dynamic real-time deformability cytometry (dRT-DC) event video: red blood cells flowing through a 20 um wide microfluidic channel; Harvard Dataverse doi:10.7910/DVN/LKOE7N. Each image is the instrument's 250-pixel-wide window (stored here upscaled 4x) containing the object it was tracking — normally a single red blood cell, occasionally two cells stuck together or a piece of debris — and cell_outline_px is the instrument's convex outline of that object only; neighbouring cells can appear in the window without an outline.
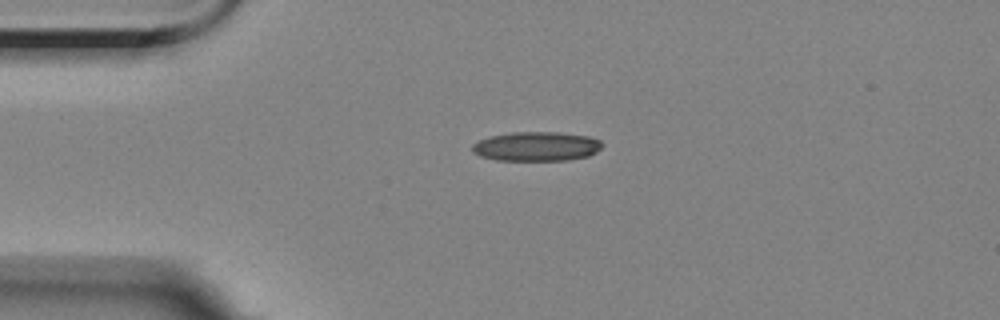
{"species": "Egyptian fruit bat (a non-hibernating species)", "species_latin": "Rousettus aegyptiacus", "temperature_condition": "room temperature", "stored_images_in_passage": 3, "camera_frame_rate_fps": 3000, "um_per_image_px": 0.085, "animal": {"sex": "female"}, "frame": {"image": 1, "passage_image": 1, "time_ms": 0.0, "image_size_px": [1000, 320], "cell_outline_px": [[600, 148], [596, 152], [588, 156], [568, 160], [496, 160], [480, 156], [472, 152], [472, 144], [480, 140], [492, 136], [512, 132], [556, 132], [588, 136], [600, 140]], "centroid_in_image_um": [45.58, 12.45], "position_along_channel_um": 39.4, "area_um2": 22.02}}
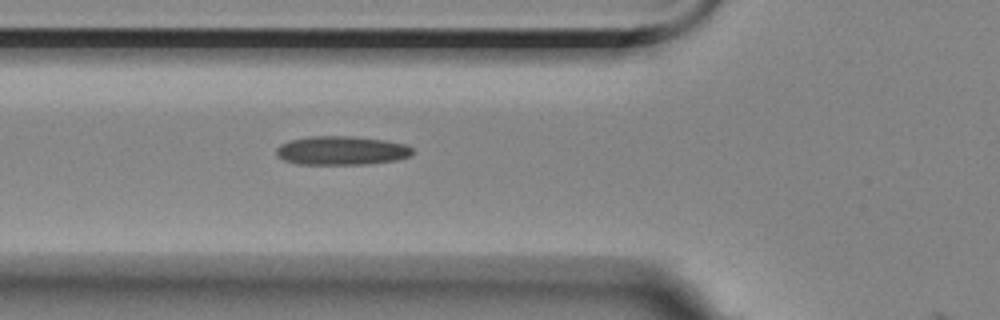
{"frame": {"image": 2, "passage_image": 3, "time_ms": 2.333, "image_size_px": [1000, 320], "cell_outline_px": [[412, 152], [408, 156], [396, 160], [364, 164], [296, 164], [284, 160], [276, 156], [276, 148], [280, 144], [288, 140], [308, 136], [352, 136], [384, 140], [404, 144], [412, 148]], "centroid_in_image_um": [28.95, 12.79], "position_along_channel_um": 96.8, "area_um2": 22.89}}